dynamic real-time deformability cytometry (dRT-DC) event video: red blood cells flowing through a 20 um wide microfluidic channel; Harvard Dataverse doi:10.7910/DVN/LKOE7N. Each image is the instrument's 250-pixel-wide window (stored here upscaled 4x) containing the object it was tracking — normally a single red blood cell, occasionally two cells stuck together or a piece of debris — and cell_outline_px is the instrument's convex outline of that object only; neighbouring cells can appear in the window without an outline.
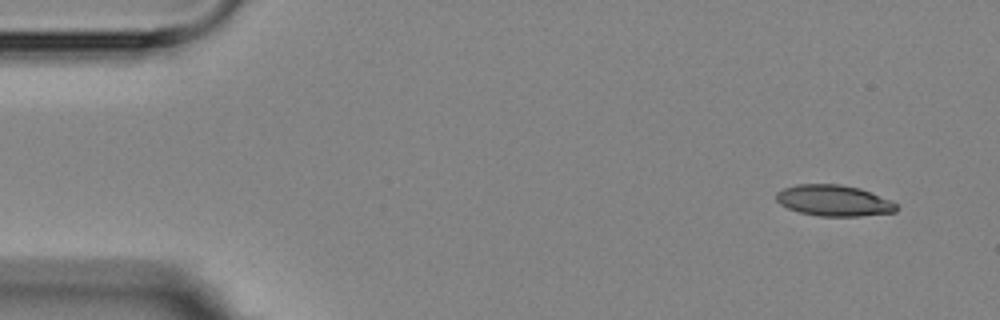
{"species": "Egyptian fruit bat (a non-hibernating species)", "species_latin": "Rousettus aegyptiacus", "temperature_condition": "room temperature", "stored_images_in_passage": 5, "camera_frame_rate_fps": 3000, "um_per_image_px": 0.085, "animal": {"sex": "female"}, "frame": {"image": 1, "passage_image": 1, "time_ms": 0.0, "image_size_px": [1000, 320], "cell_outline_px": [[896, 212], [860, 216], [820, 216], [800, 212], [788, 208], [780, 204], [776, 200], [776, 192], [784, 188], [796, 184], [840, 184], [860, 188], [888, 200], [896, 204]], "centroid_in_image_um": [70.83, 17.04], "position_along_channel_um": 14.2, "area_um2": 21.56}}
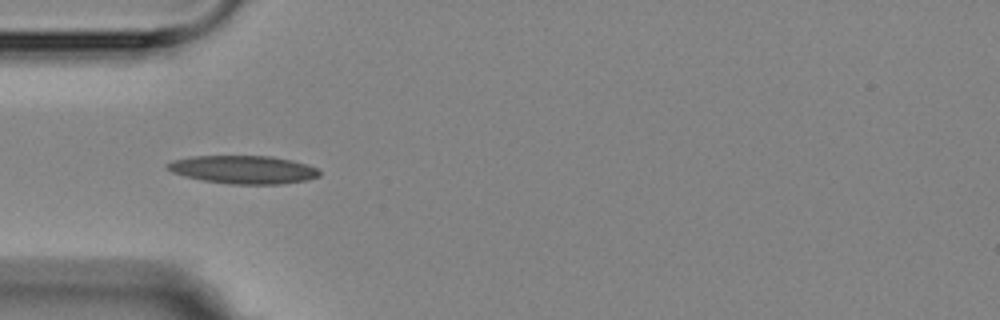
{"frame": {"image": 2, "passage_image": 4, "time_ms": 4.333, "image_size_px": [1000, 320], "cell_outline_px": [[320, 176], [308, 180], [280, 184], [232, 184], [204, 180], [184, 176], [172, 172], [164, 164], [172, 160], [192, 156], [272, 156], [292, 160], [316, 168], [320, 172]], "centroid_in_image_um": [20.67, 14.41], "position_along_channel_um": 64.3, "area_um2": 24.85}}
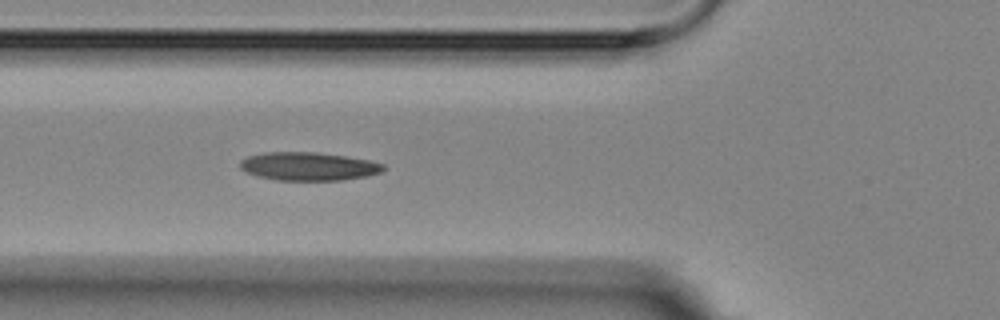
{"frame": {"image": 3, "passage_image": 5, "time_ms": 5.333, "image_size_px": [1000, 320], "cell_outline_px": [[384, 168], [380, 172], [368, 176], [340, 180], [276, 180], [256, 176], [244, 172], [240, 168], [240, 160], [248, 156], [264, 152], [316, 152], [344, 156], [368, 160], [384, 164]], "centroid_in_image_um": [26.17, 14.14], "position_along_channel_um": 99.6, "area_um2": 23.64}}